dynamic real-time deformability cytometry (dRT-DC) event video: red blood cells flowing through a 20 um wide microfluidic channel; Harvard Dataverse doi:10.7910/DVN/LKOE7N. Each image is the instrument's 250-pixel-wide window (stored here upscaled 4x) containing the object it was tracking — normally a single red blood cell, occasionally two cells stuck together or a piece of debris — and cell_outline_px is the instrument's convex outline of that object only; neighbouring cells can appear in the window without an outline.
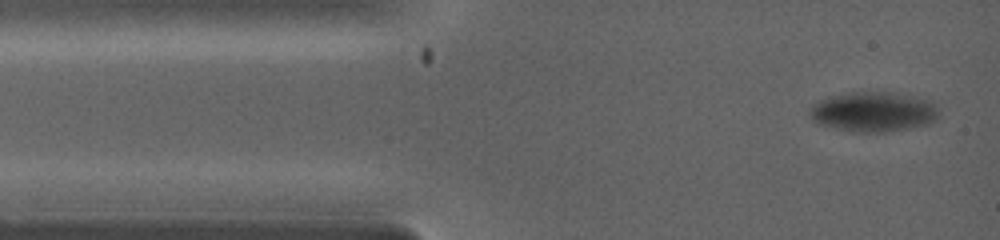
{"species": "common noctule bat (a hibernating species)", "species_latin": "Nyctalus noctula", "temperature_condition": "warm", "stored_images_in_passage": 4, "camera_frame_rate_fps": 5000, "um_per_image_px": 0.085, "animal": {"sex": "female", "body_mass_g": 19.0, "forearm_length_mm": 53.3}, "frame": {"image": 1, "passage_image": 1, "time_ms": 0.0, "image_size_px": [1000, 240], "cell_outline_px": [[940, 116], [936, 120], [928, 124], [908, 128], [884, 132], [856, 132], [836, 128], [820, 124], [812, 120], [808, 116], [808, 108], [812, 104], [820, 100], [852, 92], [892, 92], [932, 100], [936, 104], [940, 112]], "centroid_in_image_um": [74.27, 9.5], "position_along_channel_um": 10.7, "area_um2": 30.17}}
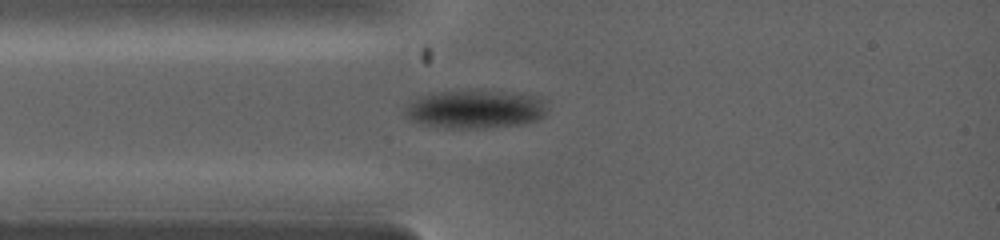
{"frame": {"image": 2, "passage_image": 3, "time_ms": 1.6, "image_size_px": [1000, 240], "cell_outline_px": [[544, 116], [536, 120], [520, 124], [488, 128], [448, 128], [428, 124], [412, 120], [404, 112], [408, 104], [416, 96], [432, 92], [484, 88], [520, 92], [532, 96], [540, 100], [544, 108]], "centroid_in_image_um": [40.36, 9.23], "position_along_channel_um": 44.6, "area_um2": 32.25}}
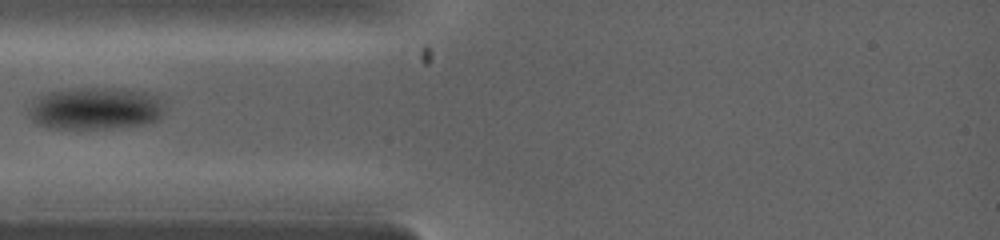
{"frame": {"image": 3, "passage_image": 4, "time_ms": 2.2, "image_size_px": [1000, 240], "cell_outline_px": [[164, 108], [160, 120], [140, 124], [108, 128], [48, 128], [36, 124], [28, 116], [28, 112], [36, 100], [40, 96], [48, 92], [76, 88], [120, 88], [144, 92], [156, 96]], "centroid_in_image_um": [8.09, 9.22], "position_along_channel_um": 76.9, "area_um2": 33.18}}